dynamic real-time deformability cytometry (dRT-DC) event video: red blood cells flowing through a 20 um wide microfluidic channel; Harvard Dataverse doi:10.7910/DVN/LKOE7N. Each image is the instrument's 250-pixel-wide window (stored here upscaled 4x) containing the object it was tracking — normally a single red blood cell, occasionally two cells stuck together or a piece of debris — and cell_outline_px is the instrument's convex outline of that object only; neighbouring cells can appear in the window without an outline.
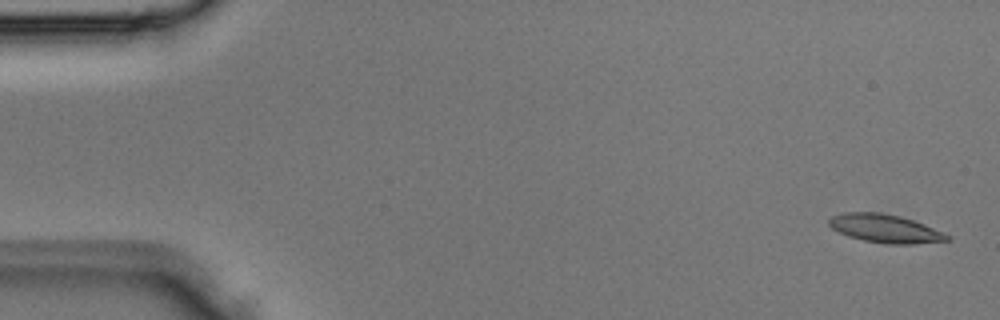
{"species": "Egyptian fruit bat (a non-hibernating species)", "species_latin": "Rousettus aegyptiacus", "temperature_condition": "room temperature", "stored_images_in_passage": 3, "camera_frame_rate_fps": 3000, "um_per_image_px": 0.085, "animal": {"sex": "male"}, "frame": {"image": 1, "passage_image": 1, "time_ms": 0.0, "image_size_px": [1000, 320], "cell_outline_px": [[952, 240], [912, 244], [888, 244], [864, 240], [848, 236], [832, 228], [828, 224], [828, 220], [832, 216], [844, 212], [880, 212], [900, 216], [924, 224], [952, 236]], "centroid_in_image_um": [75.25, 19.42], "position_along_channel_um": 9.7, "area_um2": 19.48}}